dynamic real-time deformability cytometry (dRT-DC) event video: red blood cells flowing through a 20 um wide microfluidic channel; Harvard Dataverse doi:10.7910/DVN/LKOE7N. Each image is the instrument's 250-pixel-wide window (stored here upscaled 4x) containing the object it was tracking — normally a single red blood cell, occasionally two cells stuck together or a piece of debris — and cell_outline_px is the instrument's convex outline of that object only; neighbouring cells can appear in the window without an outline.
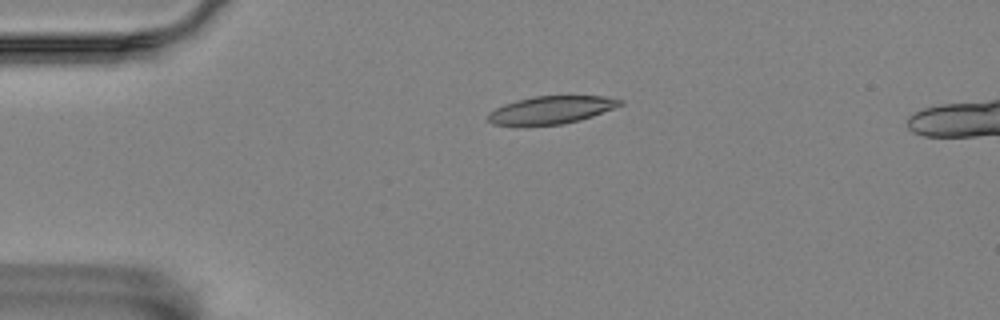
{"species": "Egyptian fruit bat (a non-hibernating species)", "species_latin": "Rousettus aegyptiacus", "temperature_condition": "room temperature", "stored_images_in_passage": 57, "camera_frame_rate_fps": 3000, "um_per_image_px": 0.085, "animal": {"sex": "female"}, "frame": {"image": 1, "passage_image": 13, "time_ms": 4.0, "image_size_px": [1000, 320], "cell_outline_px": [[624, 104], [592, 116], [580, 120], [564, 124], [492, 124], [488, 120], [488, 112], [504, 104], [516, 100], [532, 96], [604, 96], [624, 100]], "centroid_in_image_um": [46.88, 9.32], "position_along_channel_um": 38.1, "area_um2": 21.04}}
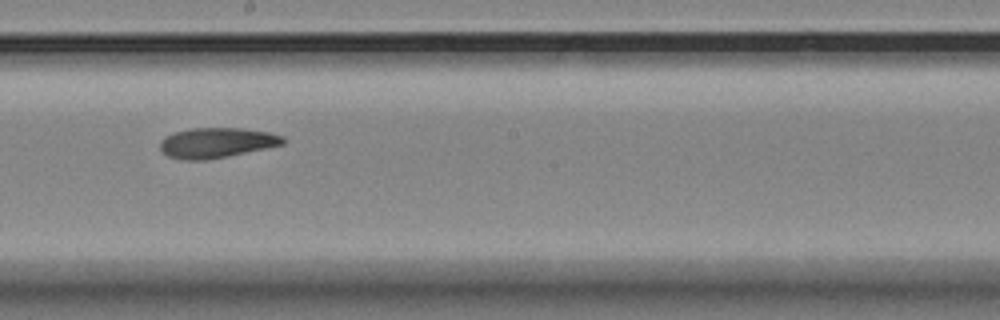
{"frame": {"image": 2, "passage_image": 32, "time_ms": 10.333, "image_size_px": [1000, 320], "cell_outline_px": [[284, 144], [204, 160], [184, 160], [168, 156], [160, 148], [160, 140], [164, 136], [172, 132], [192, 128], [240, 128], [268, 132], [284, 136]], "centroid_in_image_um": [18.36, 12.11], "position_along_channel_um": 229.8, "area_um2": 21.33}}
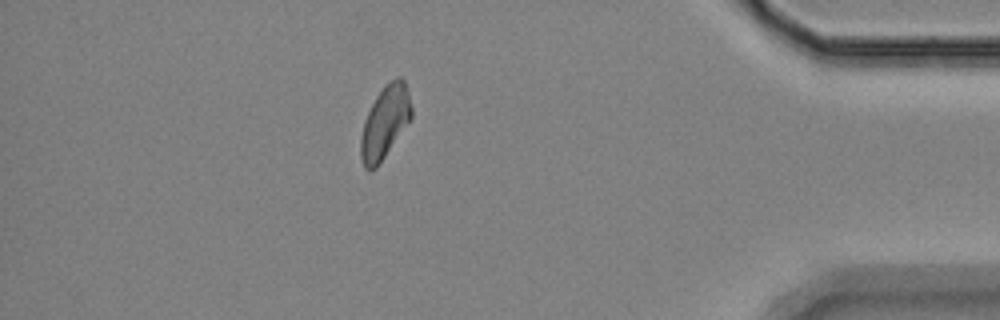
{"frame": {"image": 3, "passage_image": 50, "time_ms": 16.333, "image_size_px": [1000, 320], "cell_outline_px": [[412, 116], [376, 168], [364, 168], [360, 156], [360, 140], [364, 120], [376, 96], [384, 84], [396, 76], [400, 76], [404, 80], [408, 92], [412, 108]], "centroid_in_image_um": [32.71, 10.34], "position_along_channel_um": 402.5, "area_um2": 21.1}}